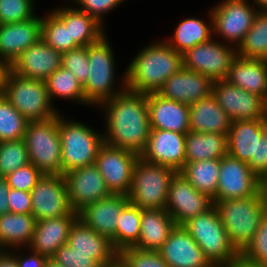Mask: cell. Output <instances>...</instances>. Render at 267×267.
Returning a JSON list of instances; mask_svg holds the SVG:
<instances>
[{"mask_svg":"<svg viewBox=\"0 0 267 267\" xmlns=\"http://www.w3.org/2000/svg\"><path fill=\"white\" fill-rule=\"evenodd\" d=\"M248 165L260 180L267 177V129L257 138L256 159Z\"/></svg>","mask_w":267,"mask_h":267,"instance_id":"cell-49","label":"cell"},{"mask_svg":"<svg viewBox=\"0 0 267 267\" xmlns=\"http://www.w3.org/2000/svg\"><path fill=\"white\" fill-rule=\"evenodd\" d=\"M41 39L60 53L79 47L71 39L70 27L53 10L42 17Z\"/></svg>","mask_w":267,"mask_h":267,"instance_id":"cell-38","label":"cell"},{"mask_svg":"<svg viewBox=\"0 0 267 267\" xmlns=\"http://www.w3.org/2000/svg\"><path fill=\"white\" fill-rule=\"evenodd\" d=\"M158 252L169 267L212 266L183 225H175Z\"/></svg>","mask_w":267,"mask_h":267,"instance_id":"cell-20","label":"cell"},{"mask_svg":"<svg viewBox=\"0 0 267 267\" xmlns=\"http://www.w3.org/2000/svg\"><path fill=\"white\" fill-rule=\"evenodd\" d=\"M211 267H228V266H225V265H212Z\"/></svg>","mask_w":267,"mask_h":267,"instance_id":"cell-61","label":"cell"},{"mask_svg":"<svg viewBox=\"0 0 267 267\" xmlns=\"http://www.w3.org/2000/svg\"><path fill=\"white\" fill-rule=\"evenodd\" d=\"M185 148V162L221 159L227 155V136L189 131L185 135Z\"/></svg>","mask_w":267,"mask_h":267,"instance_id":"cell-33","label":"cell"},{"mask_svg":"<svg viewBox=\"0 0 267 267\" xmlns=\"http://www.w3.org/2000/svg\"><path fill=\"white\" fill-rule=\"evenodd\" d=\"M236 56L235 46L216 42L212 37L208 42L186 50L182 61L184 68L206 75L214 82L226 79Z\"/></svg>","mask_w":267,"mask_h":267,"instance_id":"cell-11","label":"cell"},{"mask_svg":"<svg viewBox=\"0 0 267 267\" xmlns=\"http://www.w3.org/2000/svg\"><path fill=\"white\" fill-rule=\"evenodd\" d=\"M34 0H0V24L22 22L36 14Z\"/></svg>","mask_w":267,"mask_h":267,"instance_id":"cell-43","label":"cell"},{"mask_svg":"<svg viewBox=\"0 0 267 267\" xmlns=\"http://www.w3.org/2000/svg\"><path fill=\"white\" fill-rule=\"evenodd\" d=\"M67 244L76 253L96 254V263H108L118 255L110 239L95 232L80 218L71 225Z\"/></svg>","mask_w":267,"mask_h":267,"instance_id":"cell-28","label":"cell"},{"mask_svg":"<svg viewBox=\"0 0 267 267\" xmlns=\"http://www.w3.org/2000/svg\"><path fill=\"white\" fill-rule=\"evenodd\" d=\"M139 155L123 148L104 144L95 160L111 194L128 195L132 185L133 170Z\"/></svg>","mask_w":267,"mask_h":267,"instance_id":"cell-12","label":"cell"},{"mask_svg":"<svg viewBox=\"0 0 267 267\" xmlns=\"http://www.w3.org/2000/svg\"><path fill=\"white\" fill-rule=\"evenodd\" d=\"M9 66L2 60H0V96L3 95L4 92V80L7 71L9 70Z\"/></svg>","mask_w":267,"mask_h":267,"instance_id":"cell-54","label":"cell"},{"mask_svg":"<svg viewBox=\"0 0 267 267\" xmlns=\"http://www.w3.org/2000/svg\"><path fill=\"white\" fill-rule=\"evenodd\" d=\"M214 206L213 200L197 191L180 172L171 179L166 210L175 225H183L190 218L204 214Z\"/></svg>","mask_w":267,"mask_h":267,"instance_id":"cell-14","label":"cell"},{"mask_svg":"<svg viewBox=\"0 0 267 267\" xmlns=\"http://www.w3.org/2000/svg\"><path fill=\"white\" fill-rule=\"evenodd\" d=\"M53 11L70 27L71 39L78 46H88L98 42L107 34L104 25L76 6L57 7Z\"/></svg>","mask_w":267,"mask_h":267,"instance_id":"cell-31","label":"cell"},{"mask_svg":"<svg viewBox=\"0 0 267 267\" xmlns=\"http://www.w3.org/2000/svg\"><path fill=\"white\" fill-rule=\"evenodd\" d=\"M23 140L31 164L44 175H63L58 116L28 122Z\"/></svg>","mask_w":267,"mask_h":267,"instance_id":"cell-8","label":"cell"},{"mask_svg":"<svg viewBox=\"0 0 267 267\" xmlns=\"http://www.w3.org/2000/svg\"><path fill=\"white\" fill-rule=\"evenodd\" d=\"M126 68L127 89L137 93H156L163 83L183 68L182 54L164 40L140 49Z\"/></svg>","mask_w":267,"mask_h":267,"instance_id":"cell-2","label":"cell"},{"mask_svg":"<svg viewBox=\"0 0 267 267\" xmlns=\"http://www.w3.org/2000/svg\"><path fill=\"white\" fill-rule=\"evenodd\" d=\"M236 52L241 57L267 60V10H259L256 14Z\"/></svg>","mask_w":267,"mask_h":267,"instance_id":"cell-37","label":"cell"},{"mask_svg":"<svg viewBox=\"0 0 267 267\" xmlns=\"http://www.w3.org/2000/svg\"><path fill=\"white\" fill-rule=\"evenodd\" d=\"M176 171L139 157L135 164L129 202L140 209H165L171 179Z\"/></svg>","mask_w":267,"mask_h":267,"instance_id":"cell-9","label":"cell"},{"mask_svg":"<svg viewBox=\"0 0 267 267\" xmlns=\"http://www.w3.org/2000/svg\"><path fill=\"white\" fill-rule=\"evenodd\" d=\"M3 95L29 122L58 116L45 81L16 75L10 69L4 80Z\"/></svg>","mask_w":267,"mask_h":267,"instance_id":"cell-7","label":"cell"},{"mask_svg":"<svg viewBox=\"0 0 267 267\" xmlns=\"http://www.w3.org/2000/svg\"><path fill=\"white\" fill-rule=\"evenodd\" d=\"M107 34L98 42L88 45V78L83 85L84 96L91 106L99 107L102 103L127 89L126 70L118 88L115 55ZM116 87V88H115ZM99 105V106H98Z\"/></svg>","mask_w":267,"mask_h":267,"instance_id":"cell-3","label":"cell"},{"mask_svg":"<svg viewBox=\"0 0 267 267\" xmlns=\"http://www.w3.org/2000/svg\"><path fill=\"white\" fill-rule=\"evenodd\" d=\"M30 193L36 221L63 217L73 211L63 175H43Z\"/></svg>","mask_w":267,"mask_h":267,"instance_id":"cell-16","label":"cell"},{"mask_svg":"<svg viewBox=\"0 0 267 267\" xmlns=\"http://www.w3.org/2000/svg\"><path fill=\"white\" fill-rule=\"evenodd\" d=\"M45 267H63L61 265L56 264L53 260L48 259V261L45 264Z\"/></svg>","mask_w":267,"mask_h":267,"instance_id":"cell-59","label":"cell"},{"mask_svg":"<svg viewBox=\"0 0 267 267\" xmlns=\"http://www.w3.org/2000/svg\"><path fill=\"white\" fill-rule=\"evenodd\" d=\"M175 227L166 209H141L140 237L133 246L144 251H159Z\"/></svg>","mask_w":267,"mask_h":267,"instance_id":"cell-30","label":"cell"},{"mask_svg":"<svg viewBox=\"0 0 267 267\" xmlns=\"http://www.w3.org/2000/svg\"><path fill=\"white\" fill-rule=\"evenodd\" d=\"M36 225L32 213H6L0 216V250L29 246Z\"/></svg>","mask_w":267,"mask_h":267,"instance_id":"cell-32","label":"cell"},{"mask_svg":"<svg viewBox=\"0 0 267 267\" xmlns=\"http://www.w3.org/2000/svg\"><path fill=\"white\" fill-rule=\"evenodd\" d=\"M77 218L78 212L72 211L63 217L36 221L32 240L25 250L32 249L50 259L62 245L67 244L71 225Z\"/></svg>","mask_w":267,"mask_h":267,"instance_id":"cell-25","label":"cell"},{"mask_svg":"<svg viewBox=\"0 0 267 267\" xmlns=\"http://www.w3.org/2000/svg\"><path fill=\"white\" fill-rule=\"evenodd\" d=\"M263 199H264V204H265V210L267 214V177L261 179V189H260Z\"/></svg>","mask_w":267,"mask_h":267,"instance_id":"cell-56","label":"cell"},{"mask_svg":"<svg viewBox=\"0 0 267 267\" xmlns=\"http://www.w3.org/2000/svg\"><path fill=\"white\" fill-rule=\"evenodd\" d=\"M61 66L62 53L40 39L22 52L9 68L18 76L44 81Z\"/></svg>","mask_w":267,"mask_h":267,"instance_id":"cell-22","label":"cell"},{"mask_svg":"<svg viewBox=\"0 0 267 267\" xmlns=\"http://www.w3.org/2000/svg\"><path fill=\"white\" fill-rule=\"evenodd\" d=\"M240 260L252 266L267 267V214L260 221L252 242L240 254Z\"/></svg>","mask_w":267,"mask_h":267,"instance_id":"cell-42","label":"cell"},{"mask_svg":"<svg viewBox=\"0 0 267 267\" xmlns=\"http://www.w3.org/2000/svg\"><path fill=\"white\" fill-rule=\"evenodd\" d=\"M266 129V119L233 121L227 137V154L247 164L256 159L257 138Z\"/></svg>","mask_w":267,"mask_h":267,"instance_id":"cell-26","label":"cell"},{"mask_svg":"<svg viewBox=\"0 0 267 267\" xmlns=\"http://www.w3.org/2000/svg\"><path fill=\"white\" fill-rule=\"evenodd\" d=\"M44 174L29 163L8 174L5 179L10 188L30 192Z\"/></svg>","mask_w":267,"mask_h":267,"instance_id":"cell-46","label":"cell"},{"mask_svg":"<svg viewBox=\"0 0 267 267\" xmlns=\"http://www.w3.org/2000/svg\"><path fill=\"white\" fill-rule=\"evenodd\" d=\"M212 87L213 81L209 77L183 67L171 75L157 93L167 99L191 105L209 97Z\"/></svg>","mask_w":267,"mask_h":267,"instance_id":"cell-23","label":"cell"},{"mask_svg":"<svg viewBox=\"0 0 267 267\" xmlns=\"http://www.w3.org/2000/svg\"><path fill=\"white\" fill-rule=\"evenodd\" d=\"M208 15L210 23L195 17L183 19L175 27L174 35L164 41L181 54L198 44L208 42L213 37L211 12Z\"/></svg>","mask_w":267,"mask_h":267,"instance_id":"cell-34","label":"cell"},{"mask_svg":"<svg viewBox=\"0 0 267 267\" xmlns=\"http://www.w3.org/2000/svg\"><path fill=\"white\" fill-rule=\"evenodd\" d=\"M266 121H267V100H266Z\"/></svg>","mask_w":267,"mask_h":267,"instance_id":"cell-62","label":"cell"},{"mask_svg":"<svg viewBox=\"0 0 267 267\" xmlns=\"http://www.w3.org/2000/svg\"><path fill=\"white\" fill-rule=\"evenodd\" d=\"M105 267H128L123 259L117 255L112 261L106 263Z\"/></svg>","mask_w":267,"mask_h":267,"instance_id":"cell-55","label":"cell"},{"mask_svg":"<svg viewBox=\"0 0 267 267\" xmlns=\"http://www.w3.org/2000/svg\"><path fill=\"white\" fill-rule=\"evenodd\" d=\"M28 122L4 95L0 96V142L23 139Z\"/></svg>","mask_w":267,"mask_h":267,"instance_id":"cell-40","label":"cell"},{"mask_svg":"<svg viewBox=\"0 0 267 267\" xmlns=\"http://www.w3.org/2000/svg\"><path fill=\"white\" fill-rule=\"evenodd\" d=\"M233 267H265V266H252V265L246 264L245 262L239 260Z\"/></svg>","mask_w":267,"mask_h":267,"instance_id":"cell-58","label":"cell"},{"mask_svg":"<svg viewBox=\"0 0 267 267\" xmlns=\"http://www.w3.org/2000/svg\"><path fill=\"white\" fill-rule=\"evenodd\" d=\"M220 159H207L195 162H185L181 174L199 192L216 200Z\"/></svg>","mask_w":267,"mask_h":267,"instance_id":"cell-35","label":"cell"},{"mask_svg":"<svg viewBox=\"0 0 267 267\" xmlns=\"http://www.w3.org/2000/svg\"><path fill=\"white\" fill-rule=\"evenodd\" d=\"M106 263H97L95 266L93 267H105Z\"/></svg>","mask_w":267,"mask_h":267,"instance_id":"cell-60","label":"cell"},{"mask_svg":"<svg viewBox=\"0 0 267 267\" xmlns=\"http://www.w3.org/2000/svg\"><path fill=\"white\" fill-rule=\"evenodd\" d=\"M141 209L128 203L117 220L116 251L133 247L140 237Z\"/></svg>","mask_w":267,"mask_h":267,"instance_id":"cell-39","label":"cell"},{"mask_svg":"<svg viewBox=\"0 0 267 267\" xmlns=\"http://www.w3.org/2000/svg\"><path fill=\"white\" fill-rule=\"evenodd\" d=\"M128 203L127 195L111 194L107 198L86 205L78 212V218L98 234L110 239L116 250L117 220Z\"/></svg>","mask_w":267,"mask_h":267,"instance_id":"cell-19","label":"cell"},{"mask_svg":"<svg viewBox=\"0 0 267 267\" xmlns=\"http://www.w3.org/2000/svg\"><path fill=\"white\" fill-rule=\"evenodd\" d=\"M10 187L5 177H0V216L9 213L8 194Z\"/></svg>","mask_w":267,"mask_h":267,"instance_id":"cell-52","label":"cell"},{"mask_svg":"<svg viewBox=\"0 0 267 267\" xmlns=\"http://www.w3.org/2000/svg\"><path fill=\"white\" fill-rule=\"evenodd\" d=\"M10 251L15 254L18 267H45V264L49 259L45 255L39 254L38 252H35L32 249L29 250L31 253H28L27 255L24 253L21 255V252L23 251H20L19 248H14Z\"/></svg>","mask_w":267,"mask_h":267,"instance_id":"cell-51","label":"cell"},{"mask_svg":"<svg viewBox=\"0 0 267 267\" xmlns=\"http://www.w3.org/2000/svg\"><path fill=\"white\" fill-rule=\"evenodd\" d=\"M147 107L151 129L184 133L189 128V105L167 99L156 93L147 94Z\"/></svg>","mask_w":267,"mask_h":267,"instance_id":"cell-24","label":"cell"},{"mask_svg":"<svg viewBox=\"0 0 267 267\" xmlns=\"http://www.w3.org/2000/svg\"><path fill=\"white\" fill-rule=\"evenodd\" d=\"M69 1V0H68ZM76 6H80L77 9L86 12L88 15L94 17L99 23L104 24L103 16L106 13L111 12L117 8L120 3L126 0H72Z\"/></svg>","mask_w":267,"mask_h":267,"instance_id":"cell-48","label":"cell"},{"mask_svg":"<svg viewBox=\"0 0 267 267\" xmlns=\"http://www.w3.org/2000/svg\"><path fill=\"white\" fill-rule=\"evenodd\" d=\"M213 203L230 242L241 254L252 242L260 221L266 214L261 191L255 196L215 200Z\"/></svg>","mask_w":267,"mask_h":267,"instance_id":"cell-4","label":"cell"},{"mask_svg":"<svg viewBox=\"0 0 267 267\" xmlns=\"http://www.w3.org/2000/svg\"><path fill=\"white\" fill-rule=\"evenodd\" d=\"M106 121L104 144L141 155L151 132L147 94L126 89L100 105Z\"/></svg>","mask_w":267,"mask_h":267,"instance_id":"cell-1","label":"cell"},{"mask_svg":"<svg viewBox=\"0 0 267 267\" xmlns=\"http://www.w3.org/2000/svg\"><path fill=\"white\" fill-rule=\"evenodd\" d=\"M212 94L230 120L266 118V100L225 80L214 81Z\"/></svg>","mask_w":267,"mask_h":267,"instance_id":"cell-15","label":"cell"},{"mask_svg":"<svg viewBox=\"0 0 267 267\" xmlns=\"http://www.w3.org/2000/svg\"><path fill=\"white\" fill-rule=\"evenodd\" d=\"M63 267H93L96 263V254L76 253L68 244L62 245L50 258Z\"/></svg>","mask_w":267,"mask_h":267,"instance_id":"cell-47","label":"cell"},{"mask_svg":"<svg viewBox=\"0 0 267 267\" xmlns=\"http://www.w3.org/2000/svg\"><path fill=\"white\" fill-rule=\"evenodd\" d=\"M42 17L9 24H0V60L9 67L29 48L41 39Z\"/></svg>","mask_w":267,"mask_h":267,"instance_id":"cell-21","label":"cell"},{"mask_svg":"<svg viewBox=\"0 0 267 267\" xmlns=\"http://www.w3.org/2000/svg\"><path fill=\"white\" fill-rule=\"evenodd\" d=\"M68 200L73 211L111 195L104 178L95 164L80 167L63 174Z\"/></svg>","mask_w":267,"mask_h":267,"instance_id":"cell-17","label":"cell"},{"mask_svg":"<svg viewBox=\"0 0 267 267\" xmlns=\"http://www.w3.org/2000/svg\"><path fill=\"white\" fill-rule=\"evenodd\" d=\"M183 226L212 265L233 267L240 260V253L230 242L214 206L206 213L190 218Z\"/></svg>","mask_w":267,"mask_h":267,"instance_id":"cell-5","label":"cell"},{"mask_svg":"<svg viewBox=\"0 0 267 267\" xmlns=\"http://www.w3.org/2000/svg\"><path fill=\"white\" fill-rule=\"evenodd\" d=\"M118 255L128 267H169L158 251H144L129 247L121 250Z\"/></svg>","mask_w":267,"mask_h":267,"instance_id":"cell-45","label":"cell"},{"mask_svg":"<svg viewBox=\"0 0 267 267\" xmlns=\"http://www.w3.org/2000/svg\"><path fill=\"white\" fill-rule=\"evenodd\" d=\"M62 67L68 69L82 86L88 78V46H79L62 53Z\"/></svg>","mask_w":267,"mask_h":267,"instance_id":"cell-44","label":"cell"},{"mask_svg":"<svg viewBox=\"0 0 267 267\" xmlns=\"http://www.w3.org/2000/svg\"><path fill=\"white\" fill-rule=\"evenodd\" d=\"M185 135L170 130L151 129L146 148L140 158L180 172L186 159Z\"/></svg>","mask_w":267,"mask_h":267,"instance_id":"cell-18","label":"cell"},{"mask_svg":"<svg viewBox=\"0 0 267 267\" xmlns=\"http://www.w3.org/2000/svg\"><path fill=\"white\" fill-rule=\"evenodd\" d=\"M9 212L32 213L31 193L10 188L8 194Z\"/></svg>","mask_w":267,"mask_h":267,"instance_id":"cell-50","label":"cell"},{"mask_svg":"<svg viewBox=\"0 0 267 267\" xmlns=\"http://www.w3.org/2000/svg\"><path fill=\"white\" fill-rule=\"evenodd\" d=\"M225 81L267 100V60L237 55Z\"/></svg>","mask_w":267,"mask_h":267,"instance_id":"cell-27","label":"cell"},{"mask_svg":"<svg viewBox=\"0 0 267 267\" xmlns=\"http://www.w3.org/2000/svg\"><path fill=\"white\" fill-rule=\"evenodd\" d=\"M252 3L254 7L257 6L258 10H267V0H253Z\"/></svg>","mask_w":267,"mask_h":267,"instance_id":"cell-57","label":"cell"},{"mask_svg":"<svg viewBox=\"0 0 267 267\" xmlns=\"http://www.w3.org/2000/svg\"><path fill=\"white\" fill-rule=\"evenodd\" d=\"M44 81L52 103L58 97L92 107L86 101L82 84L70 70L61 66Z\"/></svg>","mask_w":267,"mask_h":267,"instance_id":"cell-36","label":"cell"},{"mask_svg":"<svg viewBox=\"0 0 267 267\" xmlns=\"http://www.w3.org/2000/svg\"><path fill=\"white\" fill-rule=\"evenodd\" d=\"M211 8L213 38H224L226 44L239 46L253 25L259 10L249 0H221ZM222 37V38H221ZM228 42V43H227Z\"/></svg>","mask_w":267,"mask_h":267,"instance_id":"cell-10","label":"cell"},{"mask_svg":"<svg viewBox=\"0 0 267 267\" xmlns=\"http://www.w3.org/2000/svg\"><path fill=\"white\" fill-rule=\"evenodd\" d=\"M29 163V155L23 139L0 142V177H6Z\"/></svg>","mask_w":267,"mask_h":267,"instance_id":"cell-41","label":"cell"},{"mask_svg":"<svg viewBox=\"0 0 267 267\" xmlns=\"http://www.w3.org/2000/svg\"><path fill=\"white\" fill-rule=\"evenodd\" d=\"M62 116L58 115L62 173L95 164L99 149L104 145L103 133Z\"/></svg>","mask_w":267,"mask_h":267,"instance_id":"cell-6","label":"cell"},{"mask_svg":"<svg viewBox=\"0 0 267 267\" xmlns=\"http://www.w3.org/2000/svg\"><path fill=\"white\" fill-rule=\"evenodd\" d=\"M231 123L213 94L189 105V128L192 132L217 133L228 137Z\"/></svg>","mask_w":267,"mask_h":267,"instance_id":"cell-29","label":"cell"},{"mask_svg":"<svg viewBox=\"0 0 267 267\" xmlns=\"http://www.w3.org/2000/svg\"><path fill=\"white\" fill-rule=\"evenodd\" d=\"M0 267H18L16 257L10 250H0Z\"/></svg>","mask_w":267,"mask_h":267,"instance_id":"cell-53","label":"cell"},{"mask_svg":"<svg viewBox=\"0 0 267 267\" xmlns=\"http://www.w3.org/2000/svg\"><path fill=\"white\" fill-rule=\"evenodd\" d=\"M216 200H231L255 196L260 192L261 180L249 165L228 154L220 159Z\"/></svg>","mask_w":267,"mask_h":267,"instance_id":"cell-13","label":"cell"}]
</instances>
